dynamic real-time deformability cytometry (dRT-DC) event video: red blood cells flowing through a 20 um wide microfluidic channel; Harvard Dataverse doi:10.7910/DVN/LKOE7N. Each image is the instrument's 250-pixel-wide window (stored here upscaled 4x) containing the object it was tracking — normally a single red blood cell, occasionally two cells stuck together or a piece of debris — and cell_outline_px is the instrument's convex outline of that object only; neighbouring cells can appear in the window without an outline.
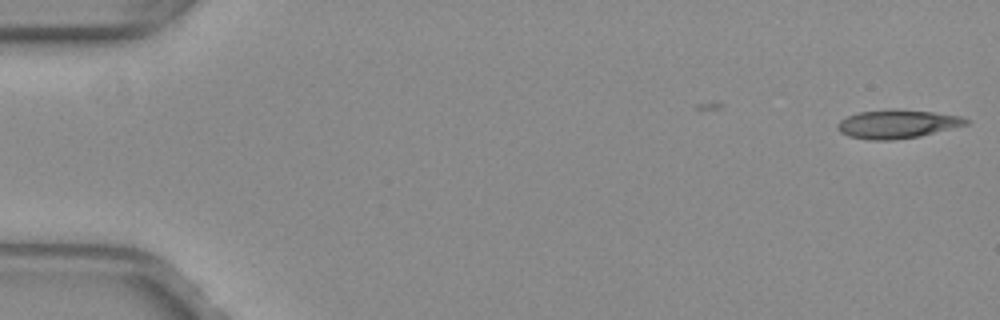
{"species": "common noctule bat (a hibernating species)", "species_latin": "Nyctalus noctula", "temperature_condition": "warm", "stored_images_in_passage": 2, "camera_frame_rate_fps": 3000, "um_per_image_px": 0.085, "animal": {"sex": "female", "body_mass_g": 29.2, "forearm_length_mm": 56.3}, "frame": {"image": 1, "passage_image": 2, "time_ms": 0.333, "image_size_px": [1000, 320], "cell_outline_px": [[968, 124], [920, 136], [892, 140], [872, 140], [848, 136], [840, 132], [836, 128], [836, 124], [840, 120], [848, 116], [860, 112], [888, 108], [892, 108], [932, 112], [960, 116], [968, 120]], "centroid_in_image_um": [76.22, 10.53], "position_along_channel_um": 8.8, "area_um2": 21.39}}